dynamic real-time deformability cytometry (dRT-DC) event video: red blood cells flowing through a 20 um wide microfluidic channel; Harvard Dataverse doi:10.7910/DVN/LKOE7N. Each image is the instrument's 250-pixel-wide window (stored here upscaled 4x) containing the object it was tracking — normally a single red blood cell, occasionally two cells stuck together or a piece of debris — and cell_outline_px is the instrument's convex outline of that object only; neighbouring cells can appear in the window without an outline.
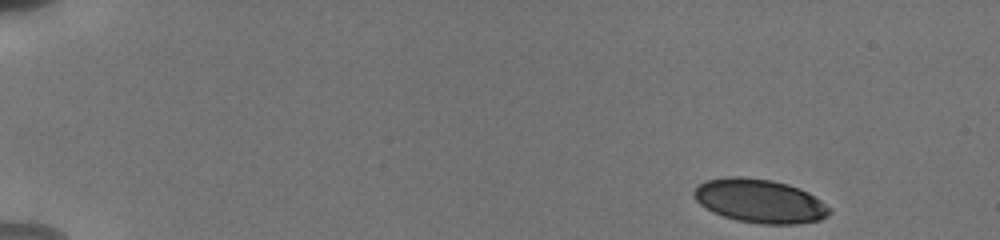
{"species": "human", "species_latin": "Homo sapiens", "temperature_condition": "cold", "stored_images_in_passage": 8, "camera_frame_rate_fps": 3000, "um_per_image_px": 0.085, "donor": {"sex": "male"}, "frame": {"image": 1, "passage_image": 1, "time_ms": 0.0, "image_size_px": [1000, 240], "cell_outline_px": [[832, 212], [828, 216], [820, 220], [796, 224], [760, 224], [736, 220], [712, 212], [700, 204], [696, 200], [692, 192], [700, 184], [708, 180], [732, 176], [744, 176], [772, 180], [788, 184], [800, 188], [808, 192], [832, 208]], "centroid_in_image_um": [64.62, 17.09], "position_along_channel_um": 20.4, "area_um2": 34.68}}
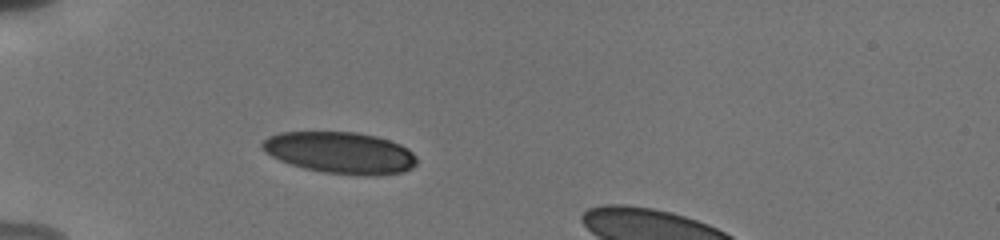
{"frame": {"image": 2, "passage_image": 6, "time_ms": 4.0, "image_size_px": [1000, 240], "cell_outline_px": [[416, 164], [412, 168], [404, 172], [380, 176], [364, 176], [324, 172], [304, 168], [280, 160], [264, 152], [260, 148], [260, 144], [268, 136], [280, 132], [356, 132], [376, 136], [400, 144], [408, 148], [416, 156]], "centroid_in_image_um": [28.93, 12.99], "position_along_channel_um": 56.1, "area_um2": 37.74}}
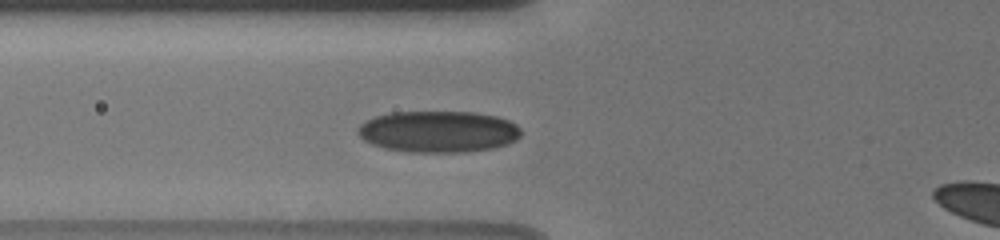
{"frame": {"image": 3, "passage_image": 8, "time_ms": 5.333, "image_size_px": [1000, 240], "cell_outline_px": [[520, 136], [516, 140], [508, 144], [492, 148], [464, 152], [408, 152], [384, 148], [372, 144], [364, 140], [356, 132], [360, 124], [376, 116], [392, 112], [476, 112], [496, 116], [508, 120], [516, 124], [520, 128]], "centroid_in_image_um": [37.26, 11.19], "position_along_channel_um": 88.5, "area_um2": 39.54}}